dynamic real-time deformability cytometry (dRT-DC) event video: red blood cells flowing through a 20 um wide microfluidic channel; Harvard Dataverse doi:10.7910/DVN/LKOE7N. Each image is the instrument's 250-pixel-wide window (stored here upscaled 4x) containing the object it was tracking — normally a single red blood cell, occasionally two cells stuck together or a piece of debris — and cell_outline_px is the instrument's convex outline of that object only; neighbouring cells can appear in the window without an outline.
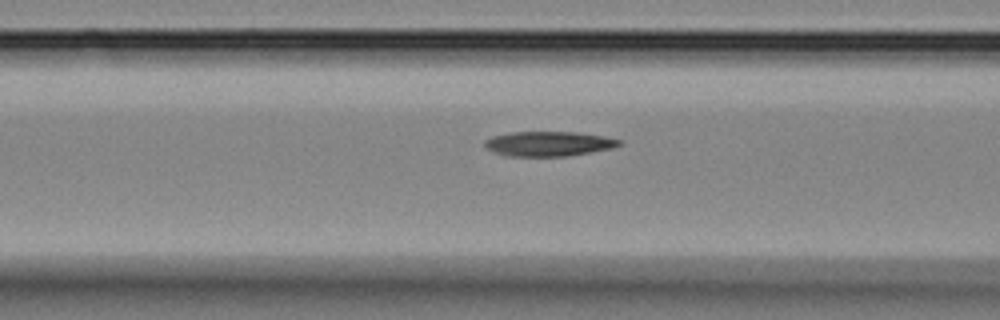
{"species": "Egyptian fruit bat (a non-hibernating species)", "species_latin": "Rousettus aegyptiacus", "temperature_condition": "room temperature", "stored_images_in_passage": 3, "camera_frame_rate_fps": 3000, "um_per_image_px": 0.085, "animal": {"sex": "female"}, "frame": {"image": 1, "passage_image": 3, "time_ms": 3.333, "image_size_px": [1000, 320], "cell_outline_px": [[624, 140], [620, 144], [612, 148], [568, 156], [504, 156], [492, 152], [484, 144], [484, 140], [492, 136], [512, 132], [576, 132], [604, 136]], "centroid_in_image_um": [46.62, 12.22], "position_along_channel_um": 120.0, "area_um2": 19.48}}